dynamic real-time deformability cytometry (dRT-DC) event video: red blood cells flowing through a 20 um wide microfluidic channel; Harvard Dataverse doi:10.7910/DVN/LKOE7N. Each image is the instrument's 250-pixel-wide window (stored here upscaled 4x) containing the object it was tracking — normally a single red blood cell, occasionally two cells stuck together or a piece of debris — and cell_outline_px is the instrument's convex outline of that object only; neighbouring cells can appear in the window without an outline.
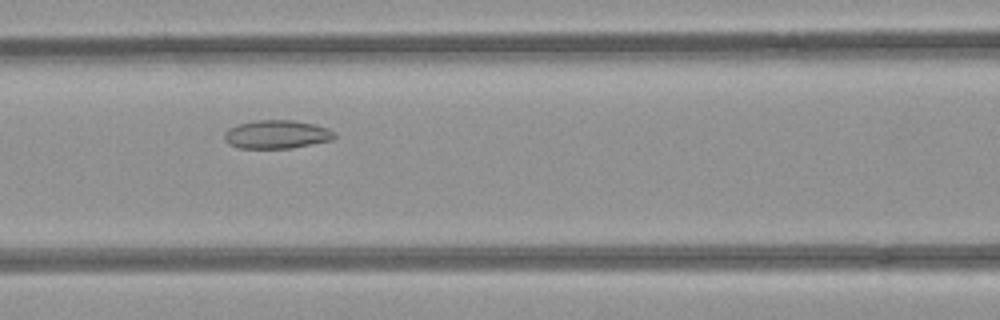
{"species": "common noctule bat (a hibernating species)", "species_latin": "Nyctalus noctula", "temperature_condition": "room temperature", "stored_images_in_passage": 34, "segment_of_instrument_passage": [1, 2], "camera_frame_rate_fps": 3000, "um_per_image_px": 0.085, "animal": {"sex": "female", "body_mass_g": 21.9}, "frame": {"image": 1, "passage_image": 14, "time_ms": 4.333, "image_size_px": [1000, 320], "cell_outline_px": [[336, 136], [332, 140], [292, 148], [240, 148], [228, 144], [224, 140], [224, 132], [228, 128], [240, 124], [256, 120], [292, 120], [316, 124], [328, 128], [336, 132]], "centroid_in_image_um": [23.54, 11.42], "position_along_channel_um": 143.1, "area_um2": 18.38}}
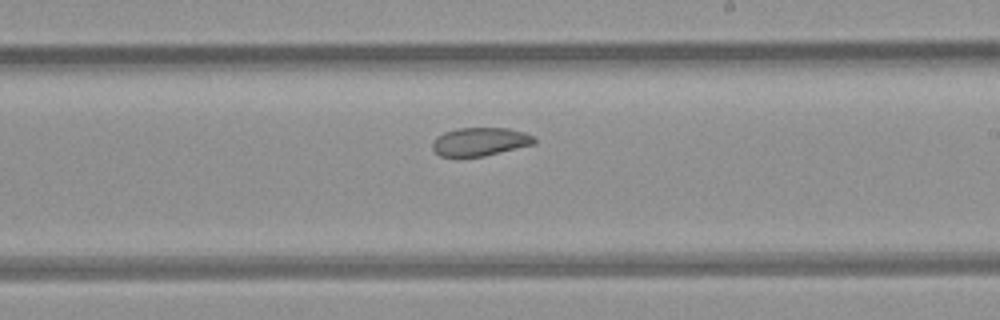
{"frame": {"image": 2, "passage_image": 22, "time_ms": 7.0, "image_size_px": [1000, 320], "cell_outline_px": [[536, 144], [484, 156], [440, 156], [432, 148], [432, 140], [436, 136], [444, 132], [456, 128], [508, 128], [524, 132], [536, 136]], "centroid_in_image_um": [40.83, 12.03], "position_along_channel_um": 248.2, "area_um2": 16.99}}
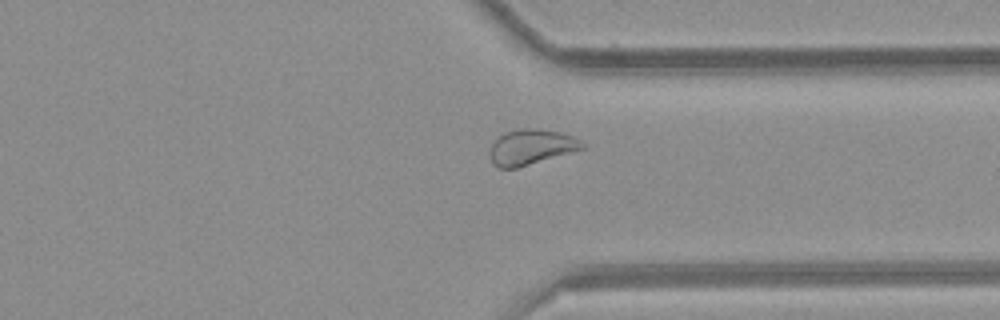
{"frame": {"image": 3, "passage_image": 31, "time_ms": 10.0, "image_size_px": [1000, 320], "cell_outline_px": [[584, 148], [516, 168], [500, 168], [492, 164], [488, 152], [496, 136], [504, 132], [520, 128], [536, 128], [560, 132], [572, 136], [580, 140], [584, 144]], "centroid_in_image_um": [45.07, 12.48], "position_along_channel_um": 366.3, "area_um2": 19.07}}